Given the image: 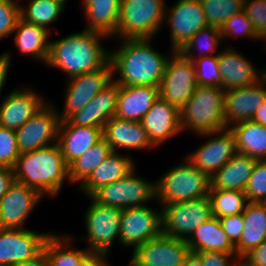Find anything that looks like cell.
I'll list each match as a JSON object with an SVG mask.
<instances>
[{"label":"cell","mask_w":266,"mask_h":266,"mask_svg":"<svg viewBox=\"0 0 266 266\" xmlns=\"http://www.w3.org/2000/svg\"><path fill=\"white\" fill-rule=\"evenodd\" d=\"M19 156L15 130L0 126V167L13 168Z\"/></svg>","instance_id":"obj_43"},{"label":"cell","mask_w":266,"mask_h":266,"mask_svg":"<svg viewBox=\"0 0 266 266\" xmlns=\"http://www.w3.org/2000/svg\"><path fill=\"white\" fill-rule=\"evenodd\" d=\"M55 104L48 101L30 120L15 132L20 153L57 144L60 117Z\"/></svg>","instance_id":"obj_13"},{"label":"cell","mask_w":266,"mask_h":266,"mask_svg":"<svg viewBox=\"0 0 266 266\" xmlns=\"http://www.w3.org/2000/svg\"><path fill=\"white\" fill-rule=\"evenodd\" d=\"M244 0H200L209 26L220 29L234 14L243 11Z\"/></svg>","instance_id":"obj_39"},{"label":"cell","mask_w":266,"mask_h":266,"mask_svg":"<svg viewBox=\"0 0 266 266\" xmlns=\"http://www.w3.org/2000/svg\"><path fill=\"white\" fill-rule=\"evenodd\" d=\"M102 135L112 152H118L119 149H155L140 121H129L114 116L104 124Z\"/></svg>","instance_id":"obj_23"},{"label":"cell","mask_w":266,"mask_h":266,"mask_svg":"<svg viewBox=\"0 0 266 266\" xmlns=\"http://www.w3.org/2000/svg\"><path fill=\"white\" fill-rule=\"evenodd\" d=\"M147 205L121 210L120 244L122 247L138 246L162 234L161 210Z\"/></svg>","instance_id":"obj_14"},{"label":"cell","mask_w":266,"mask_h":266,"mask_svg":"<svg viewBox=\"0 0 266 266\" xmlns=\"http://www.w3.org/2000/svg\"><path fill=\"white\" fill-rule=\"evenodd\" d=\"M208 195L212 216L216 218L242 214L249 202L244 191L210 190Z\"/></svg>","instance_id":"obj_38"},{"label":"cell","mask_w":266,"mask_h":266,"mask_svg":"<svg viewBox=\"0 0 266 266\" xmlns=\"http://www.w3.org/2000/svg\"><path fill=\"white\" fill-rule=\"evenodd\" d=\"M189 251L186 240L162 233L132 251L130 263L133 266H182Z\"/></svg>","instance_id":"obj_17"},{"label":"cell","mask_w":266,"mask_h":266,"mask_svg":"<svg viewBox=\"0 0 266 266\" xmlns=\"http://www.w3.org/2000/svg\"><path fill=\"white\" fill-rule=\"evenodd\" d=\"M13 169L16 181L43 197H55L62 191L64 182L70 184L68 166L58 144L20 153Z\"/></svg>","instance_id":"obj_3"},{"label":"cell","mask_w":266,"mask_h":266,"mask_svg":"<svg viewBox=\"0 0 266 266\" xmlns=\"http://www.w3.org/2000/svg\"><path fill=\"white\" fill-rule=\"evenodd\" d=\"M15 266H49L48 261L46 259L45 251L43 250L39 255L36 257L21 262Z\"/></svg>","instance_id":"obj_52"},{"label":"cell","mask_w":266,"mask_h":266,"mask_svg":"<svg viewBox=\"0 0 266 266\" xmlns=\"http://www.w3.org/2000/svg\"><path fill=\"white\" fill-rule=\"evenodd\" d=\"M13 34H15L13 39L15 47L21 55L41 61L42 64L46 65L50 51V40L48 38L51 31L20 18Z\"/></svg>","instance_id":"obj_28"},{"label":"cell","mask_w":266,"mask_h":266,"mask_svg":"<svg viewBox=\"0 0 266 266\" xmlns=\"http://www.w3.org/2000/svg\"><path fill=\"white\" fill-rule=\"evenodd\" d=\"M244 192L249 202H266V160H258Z\"/></svg>","instance_id":"obj_42"},{"label":"cell","mask_w":266,"mask_h":266,"mask_svg":"<svg viewBox=\"0 0 266 266\" xmlns=\"http://www.w3.org/2000/svg\"><path fill=\"white\" fill-rule=\"evenodd\" d=\"M251 120L266 126V101L258 108Z\"/></svg>","instance_id":"obj_54"},{"label":"cell","mask_w":266,"mask_h":266,"mask_svg":"<svg viewBox=\"0 0 266 266\" xmlns=\"http://www.w3.org/2000/svg\"><path fill=\"white\" fill-rule=\"evenodd\" d=\"M54 1H57L61 4H63L64 6H66L65 4L67 3L68 0H54Z\"/></svg>","instance_id":"obj_56"},{"label":"cell","mask_w":266,"mask_h":266,"mask_svg":"<svg viewBox=\"0 0 266 266\" xmlns=\"http://www.w3.org/2000/svg\"><path fill=\"white\" fill-rule=\"evenodd\" d=\"M111 153L110 145L102 138L68 166L70 184L79 187Z\"/></svg>","instance_id":"obj_35"},{"label":"cell","mask_w":266,"mask_h":266,"mask_svg":"<svg viewBox=\"0 0 266 266\" xmlns=\"http://www.w3.org/2000/svg\"><path fill=\"white\" fill-rule=\"evenodd\" d=\"M17 0H0V40L13 35L20 15V3Z\"/></svg>","instance_id":"obj_44"},{"label":"cell","mask_w":266,"mask_h":266,"mask_svg":"<svg viewBox=\"0 0 266 266\" xmlns=\"http://www.w3.org/2000/svg\"><path fill=\"white\" fill-rule=\"evenodd\" d=\"M43 199L38 191L15 180L0 200V228L27 229L28 216Z\"/></svg>","instance_id":"obj_18"},{"label":"cell","mask_w":266,"mask_h":266,"mask_svg":"<svg viewBox=\"0 0 266 266\" xmlns=\"http://www.w3.org/2000/svg\"><path fill=\"white\" fill-rule=\"evenodd\" d=\"M186 242L190 251L196 253L207 251L236 253V246L223 231L219 218L213 216L201 223Z\"/></svg>","instance_id":"obj_32"},{"label":"cell","mask_w":266,"mask_h":266,"mask_svg":"<svg viewBox=\"0 0 266 266\" xmlns=\"http://www.w3.org/2000/svg\"><path fill=\"white\" fill-rule=\"evenodd\" d=\"M182 266H202L200 255L196 252L189 251Z\"/></svg>","instance_id":"obj_53"},{"label":"cell","mask_w":266,"mask_h":266,"mask_svg":"<svg viewBox=\"0 0 266 266\" xmlns=\"http://www.w3.org/2000/svg\"><path fill=\"white\" fill-rule=\"evenodd\" d=\"M219 222L231 242L236 245L240 240L244 228L243 213L221 217L219 218Z\"/></svg>","instance_id":"obj_46"},{"label":"cell","mask_w":266,"mask_h":266,"mask_svg":"<svg viewBox=\"0 0 266 266\" xmlns=\"http://www.w3.org/2000/svg\"><path fill=\"white\" fill-rule=\"evenodd\" d=\"M108 38L103 33L85 29L55 41L51 39L46 66L65 72L67 80L103 68L110 61V51L101 41Z\"/></svg>","instance_id":"obj_2"},{"label":"cell","mask_w":266,"mask_h":266,"mask_svg":"<svg viewBox=\"0 0 266 266\" xmlns=\"http://www.w3.org/2000/svg\"><path fill=\"white\" fill-rule=\"evenodd\" d=\"M121 0H82L83 15L89 31L113 37L117 31Z\"/></svg>","instance_id":"obj_30"},{"label":"cell","mask_w":266,"mask_h":266,"mask_svg":"<svg viewBox=\"0 0 266 266\" xmlns=\"http://www.w3.org/2000/svg\"><path fill=\"white\" fill-rule=\"evenodd\" d=\"M159 96V87L119 85L115 116L129 121H141Z\"/></svg>","instance_id":"obj_26"},{"label":"cell","mask_w":266,"mask_h":266,"mask_svg":"<svg viewBox=\"0 0 266 266\" xmlns=\"http://www.w3.org/2000/svg\"><path fill=\"white\" fill-rule=\"evenodd\" d=\"M243 12L266 43V0H244Z\"/></svg>","instance_id":"obj_45"},{"label":"cell","mask_w":266,"mask_h":266,"mask_svg":"<svg viewBox=\"0 0 266 266\" xmlns=\"http://www.w3.org/2000/svg\"><path fill=\"white\" fill-rule=\"evenodd\" d=\"M72 243L69 236L52 233L43 249L49 266H80L90 251L72 247Z\"/></svg>","instance_id":"obj_34"},{"label":"cell","mask_w":266,"mask_h":266,"mask_svg":"<svg viewBox=\"0 0 266 266\" xmlns=\"http://www.w3.org/2000/svg\"><path fill=\"white\" fill-rule=\"evenodd\" d=\"M257 162L256 158L237 152L210 178V190L245 191L247 181Z\"/></svg>","instance_id":"obj_29"},{"label":"cell","mask_w":266,"mask_h":266,"mask_svg":"<svg viewBox=\"0 0 266 266\" xmlns=\"http://www.w3.org/2000/svg\"><path fill=\"white\" fill-rule=\"evenodd\" d=\"M220 33L223 41L228 38L239 37L263 41V39L257 34L252 22L243 11L234 14L229 20H227L220 28Z\"/></svg>","instance_id":"obj_40"},{"label":"cell","mask_w":266,"mask_h":266,"mask_svg":"<svg viewBox=\"0 0 266 266\" xmlns=\"http://www.w3.org/2000/svg\"><path fill=\"white\" fill-rule=\"evenodd\" d=\"M113 81L110 61L97 70L67 80L62 111H57L60 120H67L72 114L83 109L88 102Z\"/></svg>","instance_id":"obj_12"},{"label":"cell","mask_w":266,"mask_h":266,"mask_svg":"<svg viewBox=\"0 0 266 266\" xmlns=\"http://www.w3.org/2000/svg\"><path fill=\"white\" fill-rule=\"evenodd\" d=\"M118 40L120 47L110 50L113 80L120 86L160 87L173 51L167 55L153 49L152 38Z\"/></svg>","instance_id":"obj_1"},{"label":"cell","mask_w":266,"mask_h":266,"mask_svg":"<svg viewBox=\"0 0 266 266\" xmlns=\"http://www.w3.org/2000/svg\"><path fill=\"white\" fill-rule=\"evenodd\" d=\"M163 25L170 27V51H178L201 29L208 25L200 0H177L166 6Z\"/></svg>","instance_id":"obj_11"},{"label":"cell","mask_w":266,"mask_h":266,"mask_svg":"<svg viewBox=\"0 0 266 266\" xmlns=\"http://www.w3.org/2000/svg\"><path fill=\"white\" fill-rule=\"evenodd\" d=\"M52 232L0 228V266H15L39 255Z\"/></svg>","instance_id":"obj_15"},{"label":"cell","mask_w":266,"mask_h":266,"mask_svg":"<svg viewBox=\"0 0 266 266\" xmlns=\"http://www.w3.org/2000/svg\"><path fill=\"white\" fill-rule=\"evenodd\" d=\"M140 122L155 147L182 133L180 110L160 96Z\"/></svg>","instance_id":"obj_22"},{"label":"cell","mask_w":266,"mask_h":266,"mask_svg":"<svg viewBox=\"0 0 266 266\" xmlns=\"http://www.w3.org/2000/svg\"><path fill=\"white\" fill-rule=\"evenodd\" d=\"M230 266H253L246 256H235Z\"/></svg>","instance_id":"obj_55"},{"label":"cell","mask_w":266,"mask_h":266,"mask_svg":"<svg viewBox=\"0 0 266 266\" xmlns=\"http://www.w3.org/2000/svg\"><path fill=\"white\" fill-rule=\"evenodd\" d=\"M199 86L221 87V73L218 55L200 57L193 60Z\"/></svg>","instance_id":"obj_41"},{"label":"cell","mask_w":266,"mask_h":266,"mask_svg":"<svg viewBox=\"0 0 266 266\" xmlns=\"http://www.w3.org/2000/svg\"><path fill=\"white\" fill-rule=\"evenodd\" d=\"M198 86L195 65L179 51H173L164 70L159 94L162 99L181 110Z\"/></svg>","instance_id":"obj_10"},{"label":"cell","mask_w":266,"mask_h":266,"mask_svg":"<svg viewBox=\"0 0 266 266\" xmlns=\"http://www.w3.org/2000/svg\"><path fill=\"white\" fill-rule=\"evenodd\" d=\"M245 256L253 266H266V239Z\"/></svg>","instance_id":"obj_48"},{"label":"cell","mask_w":266,"mask_h":266,"mask_svg":"<svg viewBox=\"0 0 266 266\" xmlns=\"http://www.w3.org/2000/svg\"><path fill=\"white\" fill-rule=\"evenodd\" d=\"M228 128L234 135L237 152L266 160V126L244 120Z\"/></svg>","instance_id":"obj_33"},{"label":"cell","mask_w":266,"mask_h":266,"mask_svg":"<svg viewBox=\"0 0 266 266\" xmlns=\"http://www.w3.org/2000/svg\"><path fill=\"white\" fill-rule=\"evenodd\" d=\"M225 90L214 86H197L194 94L180 110L182 132L196 135L227 129L225 115Z\"/></svg>","instance_id":"obj_4"},{"label":"cell","mask_w":266,"mask_h":266,"mask_svg":"<svg viewBox=\"0 0 266 266\" xmlns=\"http://www.w3.org/2000/svg\"><path fill=\"white\" fill-rule=\"evenodd\" d=\"M15 180L13 168L0 167V200L7 193Z\"/></svg>","instance_id":"obj_49"},{"label":"cell","mask_w":266,"mask_h":266,"mask_svg":"<svg viewBox=\"0 0 266 266\" xmlns=\"http://www.w3.org/2000/svg\"><path fill=\"white\" fill-rule=\"evenodd\" d=\"M120 152H112L79 186L78 190L88 197L98 188L122 179L131 172L136 167L133 157Z\"/></svg>","instance_id":"obj_27"},{"label":"cell","mask_w":266,"mask_h":266,"mask_svg":"<svg viewBox=\"0 0 266 266\" xmlns=\"http://www.w3.org/2000/svg\"><path fill=\"white\" fill-rule=\"evenodd\" d=\"M118 94L119 85L113 80L83 109L72 114L67 120L73 125L103 128L104 124L116 114Z\"/></svg>","instance_id":"obj_24"},{"label":"cell","mask_w":266,"mask_h":266,"mask_svg":"<svg viewBox=\"0 0 266 266\" xmlns=\"http://www.w3.org/2000/svg\"><path fill=\"white\" fill-rule=\"evenodd\" d=\"M200 255L202 266H230L236 253L218 251L197 252ZM232 259V260H231Z\"/></svg>","instance_id":"obj_47"},{"label":"cell","mask_w":266,"mask_h":266,"mask_svg":"<svg viewBox=\"0 0 266 266\" xmlns=\"http://www.w3.org/2000/svg\"><path fill=\"white\" fill-rule=\"evenodd\" d=\"M196 136L208 138L195 151L189 152L185 158L211 178L237 153L234 135L227 128Z\"/></svg>","instance_id":"obj_16"},{"label":"cell","mask_w":266,"mask_h":266,"mask_svg":"<svg viewBox=\"0 0 266 266\" xmlns=\"http://www.w3.org/2000/svg\"><path fill=\"white\" fill-rule=\"evenodd\" d=\"M244 228L236 255L245 256L266 239V202H248L243 212Z\"/></svg>","instance_id":"obj_31"},{"label":"cell","mask_w":266,"mask_h":266,"mask_svg":"<svg viewBox=\"0 0 266 266\" xmlns=\"http://www.w3.org/2000/svg\"><path fill=\"white\" fill-rule=\"evenodd\" d=\"M102 129L73 125L68 120L60 121L57 144L67 166L103 138Z\"/></svg>","instance_id":"obj_25"},{"label":"cell","mask_w":266,"mask_h":266,"mask_svg":"<svg viewBox=\"0 0 266 266\" xmlns=\"http://www.w3.org/2000/svg\"><path fill=\"white\" fill-rule=\"evenodd\" d=\"M108 256L109 254L104 252H90L80 266H110Z\"/></svg>","instance_id":"obj_50"},{"label":"cell","mask_w":266,"mask_h":266,"mask_svg":"<svg viewBox=\"0 0 266 266\" xmlns=\"http://www.w3.org/2000/svg\"><path fill=\"white\" fill-rule=\"evenodd\" d=\"M164 0H121L116 39H154L162 31Z\"/></svg>","instance_id":"obj_6"},{"label":"cell","mask_w":266,"mask_h":266,"mask_svg":"<svg viewBox=\"0 0 266 266\" xmlns=\"http://www.w3.org/2000/svg\"><path fill=\"white\" fill-rule=\"evenodd\" d=\"M135 169L124 178L98 188L90 197L97 203L121 210L148 205L147 202L156 200L155 182L137 176Z\"/></svg>","instance_id":"obj_7"},{"label":"cell","mask_w":266,"mask_h":266,"mask_svg":"<svg viewBox=\"0 0 266 266\" xmlns=\"http://www.w3.org/2000/svg\"><path fill=\"white\" fill-rule=\"evenodd\" d=\"M160 207L162 233L182 240H187L201 223L212 217L209 195Z\"/></svg>","instance_id":"obj_9"},{"label":"cell","mask_w":266,"mask_h":266,"mask_svg":"<svg viewBox=\"0 0 266 266\" xmlns=\"http://www.w3.org/2000/svg\"><path fill=\"white\" fill-rule=\"evenodd\" d=\"M90 206L85 212L86 233L79 242L87 241L90 252L111 251L114 241L120 244L121 209L95 202L90 196Z\"/></svg>","instance_id":"obj_8"},{"label":"cell","mask_w":266,"mask_h":266,"mask_svg":"<svg viewBox=\"0 0 266 266\" xmlns=\"http://www.w3.org/2000/svg\"><path fill=\"white\" fill-rule=\"evenodd\" d=\"M266 101V74L256 83L225 90L224 115L227 127L251 120Z\"/></svg>","instance_id":"obj_20"},{"label":"cell","mask_w":266,"mask_h":266,"mask_svg":"<svg viewBox=\"0 0 266 266\" xmlns=\"http://www.w3.org/2000/svg\"><path fill=\"white\" fill-rule=\"evenodd\" d=\"M155 181L156 200L159 206L189 201L208 196L210 177L184 158Z\"/></svg>","instance_id":"obj_5"},{"label":"cell","mask_w":266,"mask_h":266,"mask_svg":"<svg viewBox=\"0 0 266 266\" xmlns=\"http://www.w3.org/2000/svg\"><path fill=\"white\" fill-rule=\"evenodd\" d=\"M225 47L218 54L222 89L249 86L266 74V69L251 64V61L234 47Z\"/></svg>","instance_id":"obj_21"},{"label":"cell","mask_w":266,"mask_h":266,"mask_svg":"<svg viewBox=\"0 0 266 266\" xmlns=\"http://www.w3.org/2000/svg\"><path fill=\"white\" fill-rule=\"evenodd\" d=\"M27 6L20 4V15L23 20L50 31L52 23L60 19L65 6L54 0H28Z\"/></svg>","instance_id":"obj_37"},{"label":"cell","mask_w":266,"mask_h":266,"mask_svg":"<svg viewBox=\"0 0 266 266\" xmlns=\"http://www.w3.org/2000/svg\"><path fill=\"white\" fill-rule=\"evenodd\" d=\"M220 42H223L220 29L207 26L194 34L178 51L183 56L193 61L200 57L218 55L221 50L217 53L215 51L220 47ZM194 53L197 54L194 55Z\"/></svg>","instance_id":"obj_36"},{"label":"cell","mask_w":266,"mask_h":266,"mask_svg":"<svg viewBox=\"0 0 266 266\" xmlns=\"http://www.w3.org/2000/svg\"><path fill=\"white\" fill-rule=\"evenodd\" d=\"M32 87L12 89L0 102V126L17 130L48 102Z\"/></svg>","instance_id":"obj_19"},{"label":"cell","mask_w":266,"mask_h":266,"mask_svg":"<svg viewBox=\"0 0 266 266\" xmlns=\"http://www.w3.org/2000/svg\"><path fill=\"white\" fill-rule=\"evenodd\" d=\"M12 54L8 51L0 54V97L3 92V88L6 84L8 77V71L10 70V65L12 62Z\"/></svg>","instance_id":"obj_51"}]
</instances>
